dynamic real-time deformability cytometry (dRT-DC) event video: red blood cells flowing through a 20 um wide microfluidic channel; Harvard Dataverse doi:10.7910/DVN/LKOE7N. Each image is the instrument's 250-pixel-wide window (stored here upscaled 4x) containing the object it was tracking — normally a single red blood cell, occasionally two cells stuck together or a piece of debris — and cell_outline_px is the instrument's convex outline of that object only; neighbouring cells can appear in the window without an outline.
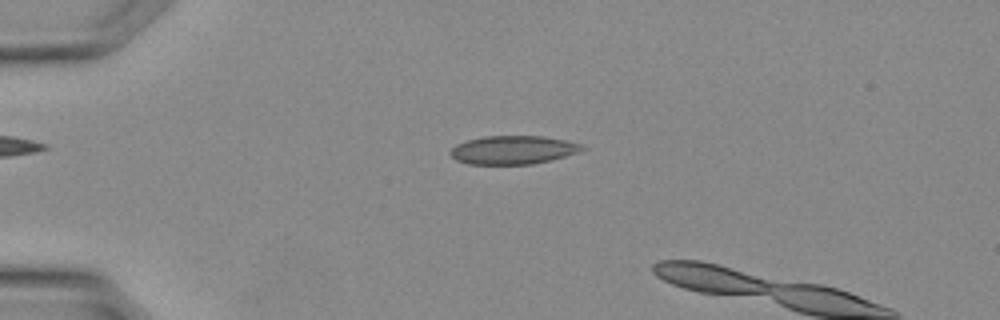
{"species": "Egyptian fruit bat (a non-hibernating species)", "species_latin": "Rousettus aegyptiacus", "temperature_condition": "warm", "stored_images_in_passage": 4, "camera_frame_rate_fps": 3000, "um_per_image_px": 0.085, "animal": {"sex": "female"}, "frame": {"image": 1, "passage_image": 2, "time_ms": 0.333, "image_size_px": [1000, 320], "cell_outline_px": [[588, 148], [564, 156], [532, 164], [468, 164], [456, 160], [448, 152], [456, 144], [468, 140], [484, 136], [544, 136], [564, 140], [580, 144]], "centroid_in_image_um": [43.57, 12.74], "position_along_channel_um": 41.4, "area_um2": 21.68}}